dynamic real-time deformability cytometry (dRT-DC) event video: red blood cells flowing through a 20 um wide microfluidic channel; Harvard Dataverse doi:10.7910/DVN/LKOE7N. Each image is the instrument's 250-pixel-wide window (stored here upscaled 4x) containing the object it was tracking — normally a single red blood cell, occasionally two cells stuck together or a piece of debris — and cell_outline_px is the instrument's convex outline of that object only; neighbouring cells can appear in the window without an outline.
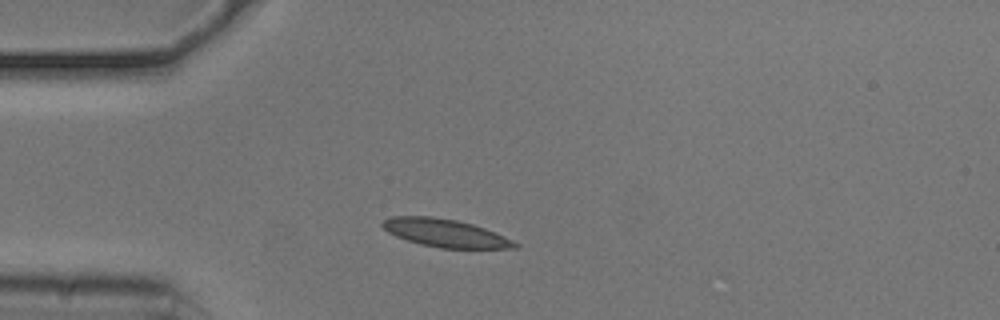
{"species": "common noctule bat (a hibernating species)", "species_latin": "Nyctalus noctula", "temperature_condition": "cold", "stored_images_in_passage": 29, "camera_frame_rate_fps": 3000, "um_per_image_px": 0.085, "animal": {"sex": "male", "body_mass_g": 20.5, "forearm_length_mm": 52.5}, "frame": {"image": 1, "passage_image": 1, "time_ms": 0.0, "image_size_px": [1000, 320], "cell_outline_px": [[520, 248], [440, 248], [420, 244], [396, 236], [388, 232], [380, 224], [388, 216], [432, 216], [456, 220], [472, 224], [484, 228], [504, 236], [520, 244]], "centroid_in_image_um": [37.84, 19.8], "position_along_channel_um": 47.2, "area_um2": 21.5}}
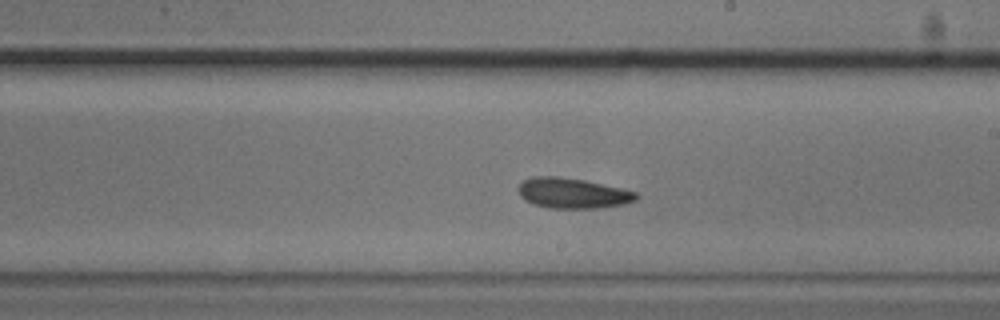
{"frame": {"image": 2, "passage_image": 18, "time_ms": 5.667, "image_size_px": [1000, 320], "cell_outline_px": [[640, 196], [636, 200], [624, 204], [600, 208], [548, 208], [532, 204], [524, 200], [520, 196], [516, 188], [524, 180], [532, 176], [556, 176], [584, 180], [620, 188], [636, 192]], "centroid_in_image_um": [48.64, 16.42], "position_along_channel_um": 240.4, "area_um2": 20.98}}
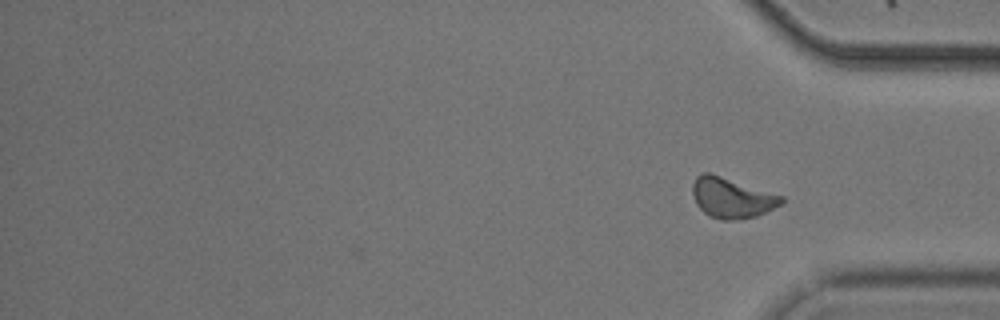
{"frame": {"image": 3, "passage_image": 29, "time_ms": 9.333, "image_size_px": [1000, 320], "cell_outline_px": [[784, 200], [780, 204], [756, 216], [732, 220], [724, 220], [708, 216], [696, 204], [692, 192], [692, 184], [696, 176], [704, 172], [708, 172], [784, 196]], "centroid_in_image_um": [62.16, 16.81], "position_along_channel_um": 373.0, "area_um2": 20.63}}